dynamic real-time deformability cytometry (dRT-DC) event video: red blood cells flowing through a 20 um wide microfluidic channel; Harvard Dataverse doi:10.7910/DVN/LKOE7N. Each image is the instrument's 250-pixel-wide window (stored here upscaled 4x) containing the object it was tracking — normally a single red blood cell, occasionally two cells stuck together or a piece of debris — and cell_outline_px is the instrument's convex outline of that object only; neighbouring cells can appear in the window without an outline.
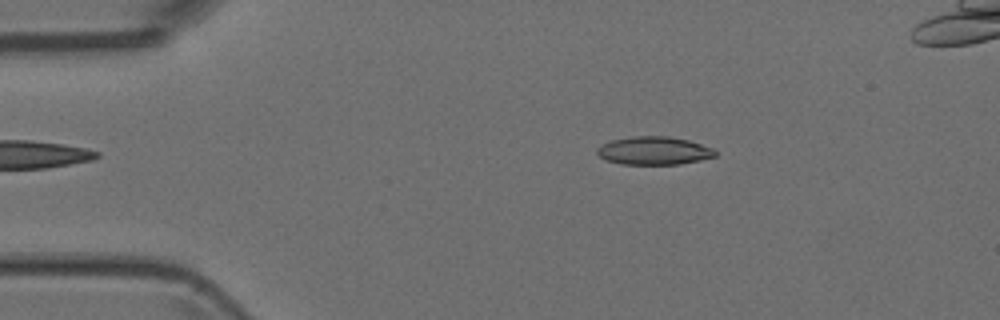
{"species": "Egyptian fruit bat (a non-hibernating species)", "species_latin": "Rousettus aegyptiacus", "temperature_condition": "room temperature", "stored_images_in_passage": 41, "camera_frame_rate_fps": 3000, "um_per_image_px": 0.085, "animal": {"sex": "female"}, "frame": {"image": 1, "passage_image": 1, "time_ms": 0.0, "image_size_px": [1000, 320], "cell_outline_px": [[716, 156], [700, 160], [680, 164], [620, 164], [604, 160], [596, 152], [596, 148], [612, 140], [632, 136], [668, 136], [688, 140], [712, 148], [716, 152]], "centroid_in_image_um": [55.56, 12.81], "position_along_channel_um": 29.4, "area_um2": 19.31}}
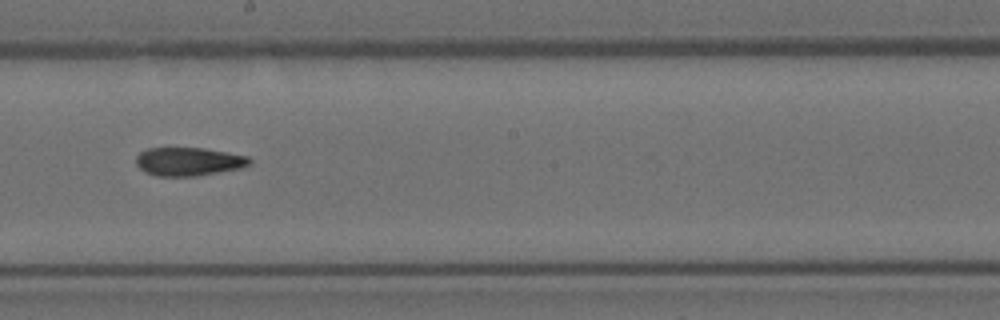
{"frame": {"image": 2, "passage_image": 20, "time_ms": 6.333, "image_size_px": [1000, 320], "cell_outline_px": [[252, 164], [240, 168], [196, 176], [156, 176], [144, 172], [136, 164], [136, 156], [140, 152], [148, 148], [204, 148], [228, 152], [248, 156], [252, 160]], "centroid_in_image_um": [16.04, 13.73], "position_along_channel_um": 232.2, "area_um2": 18.9}}
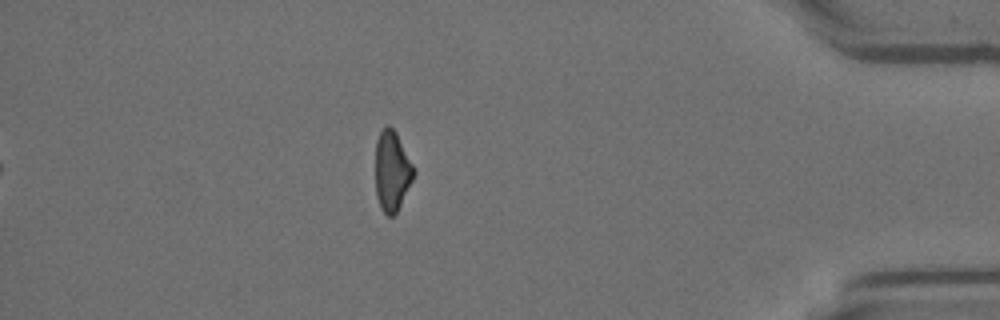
{"frame": {"image": 3, "passage_image": 36, "time_ms": 11.667, "image_size_px": [1000, 320], "cell_outline_px": [[416, 172], [396, 212], [392, 216], [388, 216], [384, 212], [376, 196], [376, 140], [380, 132], [388, 124], [396, 132]], "centroid_in_image_um": [33.31, 14.51], "position_along_channel_um": 401.9, "area_um2": 17.46}}